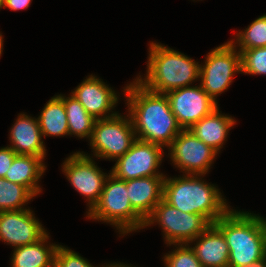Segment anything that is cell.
I'll return each mask as SVG.
<instances>
[{
	"label": "cell",
	"instance_id": "cell-1",
	"mask_svg": "<svg viewBox=\"0 0 266 267\" xmlns=\"http://www.w3.org/2000/svg\"><path fill=\"white\" fill-rule=\"evenodd\" d=\"M136 139L168 147L183 130L166 94L152 92L136 80L124 88Z\"/></svg>",
	"mask_w": 266,
	"mask_h": 267
},
{
	"label": "cell",
	"instance_id": "cell-2",
	"mask_svg": "<svg viewBox=\"0 0 266 267\" xmlns=\"http://www.w3.org/2000/svg\"><path fill=\"white\" fill-rule=\"evenodd\" d=\"M214 225L228 245V267H266V218L230 209Z\"/></svg>",
	"mask_w": 266,
	"mask_h": 267
},
{
	"label": "cell",
	"instance_id": "cell-3",
	"mask_svg": "<svg viewBox=\"0 0 266 267\" xmlns=\"http://www.w3.org/2000/svg\"><path fill=\"white\" fill-rule=\"evenodd\" d=\"M201 176L204 175L165 176L163 200L182 212L202 215L214 224L230 208L219 189L213 184L204 183Z\"/></svg>",
	"mask_w": 266,
	"mask_h": 267
},
{
	"label": "cell",
	"instance_id": "cell-4",
	"mask_svg": "<svg viewBox=\"0 0 266 267\" xmlns=\"http://www.w3.org/2000/svg\"><path fill=\"white\" fill-rule=\"evenodd\" d=\"M147 62L145 78L139 76L135 80L155 93L188 87L199 79V62L161 43H150Z\"/></svg>",
	"mask_w": 266,
	"mask_h": 267
},
{
	"label": "cell",
	"instance_id": "cell-5",
	"mask_svg": "<svg viewBox=\"0 0 266 267\" xmlns=\"http://www.w3.org/2000/svg\"><path fill=\"white\" fill-rule=\"evenodd\" d=\"M90 219L114 225L123 236L144 229L145 220L132 208L126 181L109 173L98 202L87 212Z\"/></svg>",
	"mask_w": 266,
	"mask_h": 267
},
{
	"label": "cell",
	"instance_id": "cell-6",
	"mask_svg": "<svg viewBox=\"0 0 266 267\" xmlns=\"http://www.w3.org/2000/svg\"><path fill=\"white\" fill-rule=\"evenodd\" d=\"M155 222L161 225L163 237L170 246L188 244L211 225L202 215L182 212L163 199L145 219L144 227L151 226Z\"/></svg>",
	"mask_w": 266,
	"mask_h": 267
},
{
	"label": "cell",
	"instance_id": "cell-7",
	"mask_svg": "<svg viewBox=\"0 0 266 267\" xmlns=\"http://www.w3.org/2000/svg\"><path fill=\"white\" fill-rule=\"evenodd\" d=\"M230 41L213 49L200 65L199 80L202 89L217 104L216 97L228 89L235 73L242 72L241 53Z\"/></svg>",
	"mask_w": 266,
	"mask_h": 267
},
{
	"label": "cell",
	"instance_id": "cell-8",
	"mask_svg": "<svg viewBox=\"0 0 266 267\" xmlns=\"http://www.w3.org/2000/svg\"><path fill=\"white\" fill-rule=\"evenodd\" d=\"M96 119L90 138L94 156L103 159H117L123 156L136 140L130 115Z\"/></svg>",
	"mask_w": 266,
	"mask_h": 267
},
{
	"label": "cell",
	"instance_id": "cell-9",
	"mask_svg": "<svg viewBox=\"0 0 266 267\" xmlns=\"http://www.w3.org/2000/svg\"><path fill=\"white\" fill-rule=\"evenodd\" d=\"M163 146L136 139L130 149L117 158L110 171L116 178L132 180L135 178L165 176L158 168L163 160Z\"/></svg>",
	"mask_w": 266,
	"mask_h": 267
},
{
	"label": "cell",
	"instance_id": "cell-10",
	"mask_svg": "<svg viewBox=\"0 0 266 267\" xmlns=\"http://www.w3.org/2000/svg\"><path fill=\"white\" fill-rule=\"evenodd\" d=\"M167 148L172 163L185 174L205 175L218 154L189 129H183Z\"/></svg>",
	"mask_w": 266,
	"mask_h": 267
},
{
	"label": "cell",
	"instance_id": "cell-11",
	"mask_svg": "<svg viewBox=\"0 0 266 267\" xmlns=\"http://www.w3.org/2000/svg\"><path fill=\"white\" fill-rule=\"evenodd\" d=\"M90 155L83 152H75L63 163L62 171L67 176L71 185L81 195L86 197L90 211L98 202L104 188L108 174L102 172Z\"/></svg>",
	"mask_w": 266,
	"mask_h": 267
},
{
	"label": "cell",
	"instance_id": "cell-12",
	"mask_svg": "<svg viewBox=\"0 0 266 267\" xmlns=\"http://www.w3.org/2000/svg\"><path fill=\"white\" fill-rule=\"evenodd\" d=\"M166 96L171 111L182 129H190L218 107L201 85L171 90L166 93Z\"/></svg>",
	"mask_w": 266,
	"mask_h": 267
},
{
	"label": "cell",
	"instance_id": "cell-13",
	"mask_svg": "<svg viewBox=\"0 0 266 267\" xmlns=\"http://www.w3.org/2000/svg\"><path fill=\"white\" fill-rule=\"evenodd\" d=\"M46 233L30 209L0 212V240L13 247L35 243Z\"/></svg>",
	"mask_w": 266,
	"mask_h": 267
},
{
	"label": "cell",
	"instance_id": "cell-14",
	"mask_svg": "<svg viewBox=\"0 0 266 267\" xmlns=\"http://www.w3.org/2000/svg\"><path fill=\"white\" fill-rule=\"evenodd\" d=\"M71 93L95 119L109 118L117 114L112 110L118 103L119 97L111 87L96 76L87 77ZM107 113L109 114L106 115Z\"/></svg>",
	"mask_w": 266,
	"mask_h": 267
},
{
	"label": "cell",
	"instance_id": "cell-15",
	"mask_svg": "<svg viewBox=\"0 0 266 267\" xmlns=\"http://www.w3.org/2000/svg\"><path fill=\"white\" fill-rule=\"evenodd\" d=\"M9 145L18 155L45 157L46 149L42 140V132L38 118H32L24 113L19 114L10 131Z\"/></svg>",
	"mask_w": 266,
	"mask_h": 267
},
{
	"label": "cell",
	"instance_id": "cell-16",
	"mask_svg": "<svg viewBox=\"0 0 266 267\" xmlns=\"http://www.w3.org/2000/svg\"><path fill=\"white\" fill-rule=\"evenodd\" d=\"M165 176L135 178L126 181L132 208L145 220L163 199Z\"/></svg>",
	"mask_w": 266,
	"mask_h": 267
},
{
	"label": "cell",
	"instance_id": "cell-17",
	"mask_svg": "<svg viewBox=\"0 0 266 267\" xmlns=\"http://www.w3.org/2000/svg\"><path fill=\"white\" fill-rule=\"evenodd\" d=\"M203 267H228L229 249L222 232L211 224L204 232L189 243Z\"/></svg>",
	"mask_w": 266,
	"mask_h": 267
},
{
	"label": "cell",
	"instance_id": "cell-18",
	"mask_svg": "<svg viewBox=\"0 0 266 267\" xmlns=\"http://www.w3.org/2000/svg\"><path fill=\"white\" fill-rule=\"evenodd\" d=\"M236 121L229 115L219 112V107L214 109L209 115L203 117L189 130L206 145L210 146L217 153L226 141L229 130Z\"/></svg>",
	"mask_w": 266,
	"mask_h": 267
},
{
	"label": "cell",
	"instance_id": "cell-19",
	"mask_svg": "<svg viewBox=\"0 0 266 267\" xmlns=\"http://www.w3.org/2000/svg\"><path fill=\"white\" fill-rule=\"evenodd\" d=\"M43 161L37 156L17 154L4 178L27 187L37 196L42 190L38 182L46 169Z\"/></svg>",
	"mask_w": 266,
	"mask_h": 267
},
{
	"label": "cell",
	"instance_id": "cell-20",
	"mask_svg": "<svg viewBox=\"0 0 266 267\" xmlns=\"http://www.w3.org/2000/svg\"><path fill=\"white\" fill-rule=\"evenodd\" d=\"M49 239L46 233L35 243L14 248L11 267H54L55 253L58 244L46 245Z\"/></svg>",
	"mask_w": 266,
	"mask_h": 267
},
{
	"label": "cell",
	"instance_id": "cell-21",
	"mask_svg": "<svg viewBox=\"0 0 266 267\" xmlns=\"http://www.w3.org/2000/svg\"><path fill=\"white\" fill-rule=\"evenodd\" d=\"M38 122L42 136L44 137H64L65 135H69L63 95H55L47 102L38 117Z\"/></svg>",
	"mask_w": 266,
	"mask_h": 267
},
{
	"label": "cell",
	"instance_id": "cell-22",
	"mask_svg": "<svg viewBox=\"0 0 266 267\" xmlns=\"http://www.w3.org/2000/svg\"><path fill=\"white\" fill-rule=\"evenodd\" d=\"M69 135L79 138H91L96 119L90 115L81 103L72 95L64 96Z\"/></svg>",
	"mask_w": 266,
	"mask_h": 267
},
{
	"label": "cell",
	"instance_id": "cell-23",
	"mask_svg": "<svg viewBox=\"0 0 266 267\" xmlns=\"http://www.w3.org/2000/svg\"><path fill=\"white\" fill-rule=\"evenodd\" d=\"M35 195L25 186L0 178V212L26 209L23 207Z\"/></svg>",
	"mask_w": 266,
	"mask_h": 267
},
{
	"label": "cell",
	"instance_id": "cell-24",
	"mask_svg": "<svg viewBox=\"0 0 266 267\" xmlns=\"http://www.w3.org/2000/svg\"><path fill=\"white\" fill-rule=\"evenodd\" d=\"M236 41L230 40V43L239 50H248L252 48L266 47V14L254 20L244 31L236 34Z\"/></svg>",
	"mask_w": 266,
	"mask_h": 267
},
{
	"label": "cell",
	"instance_id": "cell-25",
	"mask_svg": "<svg viewBox=\"0 0 266 267\" xmlns=\"http://www.w3.org/2000/svg\"><path fill=\"white\" fill-rule=\"evenodd\" d=\"M238 51L241 53V73L266 75V47Z\"/></svg>",
	"mask_w": 266,
	"mask_h": 267
},
{
	"label": "cell",
	"instance_id": "cell-26",
	"mask_svg": "<svg viewBox=\"0 0 266 267\" xmlns=\"http://www.w3.org/2000/svg\"><path fill=\"white\" fill-rule=\"evenodd\" d=\"M175 250L164 256L166 267H203L189 244H172Z\"/></svg>",
	"mask_w": 266,
	"mask_h": 267
},
{
	"label": "cell",
	"instance_id": "cell-27",
	"mask_svg": "<svg viewBox=\"0 0 266 267\" xmlns=\"http://www.w3.org/2000/svg\"><path fill=\"white\" fill-rule=\"evenodd\" d=\"M110 264L106 265L108 267ZM54 267H94L78 253L59 245L54 258ZM104 267V266H102Z\"/></svg>",
	"mask_w": 266,
	"mask_h": 267
},
{
	"label": "cell",
	"instance_id": "cell-28",
	"mask_svg": "<svg viewBox=\"0 0 266 267\" xmlns=\"http://www.w3.org/2000/svg\"><path fill=\"white\" fill-rule=\"evenodd\" d=\"M17 153L9 146L0 149V178H4Z\"/></svg>",
	"mask_w": 266,
	"mask_h": 267
},
{
	"label": "cell",
	"instance_id": "cell-29",
	"mask_svg": "<svg viewBox=\"0 0 266 267\" xmlns=\"http://www.w3.org/2000/svg\"><path fill=\"white\" fill-rule=\"evenodd\" d=\"M32 0H3V7L13 11L27 9Z\"/></svg>",
	"mask_w": 266,
	"mask_h": 267
},
{
	"label": "cell",
	"instance_id": "cell-30",
	"mask_svg": "<svg viewBox=\"0 0 266 267\" xmlns=\"http://www.w3.org/2000/svg\"><path fill=\"white\" fill-rule=\"evenodd\" d=\"M108 267H131V266H129L128 264L126 265V264H123V263H111ZM133 267V266H132Z\"/></svg>",
	"mask_w": 266,
	"mask_h": 267
},
{
	"label": "cell",
	"instance_id": "cell-31",
	"mask_svg": "<svg viewBox=\"0 0 266 267\" xmlns=\"http://www.w3.org/2000/svg\"><path fill=\"white\" fill-rule=\"evenodd\" d=\"M2 49H3V36L0 33V56H1L2 52H3Z\"/></svg>",
	"mask_w": 266,
	"mask_h": 267
},
{
	"label": "cell",
	"instance_id": "cell-32",
	"mask_svg": "<svg viewBox=\"0 0 266 267\" xmlns=\"http://www.w3.org/2000/svg\"><path fill=\"white\" fill-rule=\"evenodd\" d=\"M3 7V0H0V9Z\"/></svg>",
	"mask_w": 266,
	"mask_h": 267
}]
</instances>
